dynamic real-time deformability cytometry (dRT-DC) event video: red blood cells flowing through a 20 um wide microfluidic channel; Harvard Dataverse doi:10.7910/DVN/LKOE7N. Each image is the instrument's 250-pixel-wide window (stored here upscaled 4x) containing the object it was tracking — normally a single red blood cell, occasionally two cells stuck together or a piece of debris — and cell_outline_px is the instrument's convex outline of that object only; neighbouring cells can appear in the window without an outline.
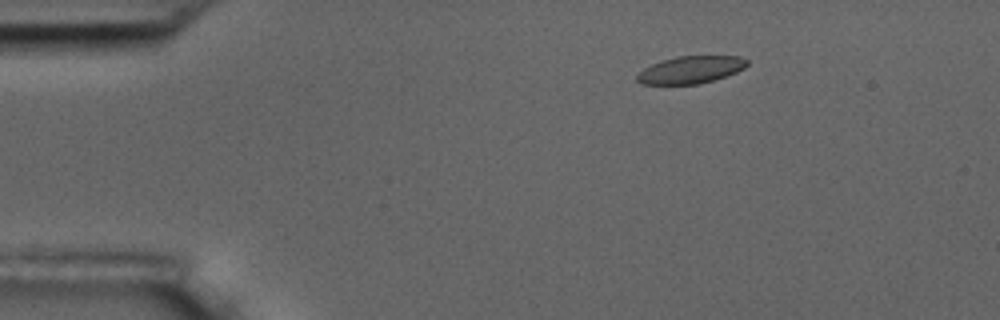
{"species": "common noctule bat (a hibernating species)", "species_latin": "Nyctalus noctula", "temperature_condition": "room temperature", "stored_images_in_passage": 4, "camera_frame_rate_fps": 3000, "um_per_image_px": 0.085, "animal": {"sex": "male", "body_mass_g": 17.5, "forearm_length_mm": 52.3}, "frame": {"image": 1, "passage_image": 2, "time_ms": 1.0, "image_size_px": [1000, 320], "cell_outline_px": [[748, 64], [744, 68], [736, 72], [700, 84], [640, 84], [636, 80], [636, 76], [644, 68], [660, 60], [676, 56], [740, 56], [748, 60]], "centroid_in_image_um": [58.69, 5.92], "position_along_channel_um": 26.3, "area_um2": 17.51}}
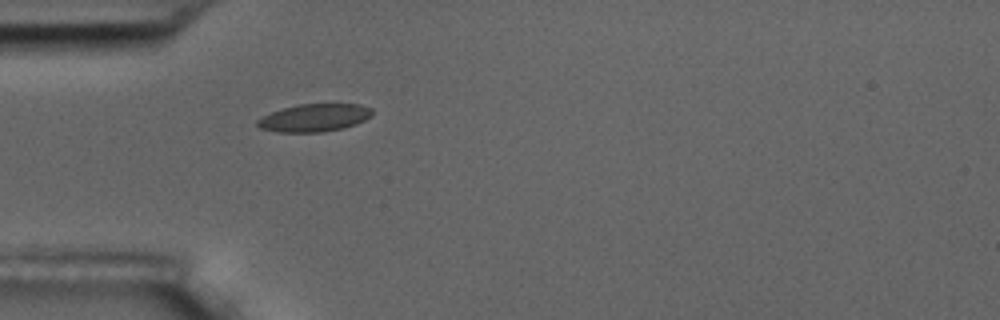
{"frame": {"image": 2, "passage_image": 4, "time_ms": 3.667, "image_size_px": [1000, 320], "cell_outline_px": [[372, 116], [356, 124], [344, 128], [320, 132], [276, 132], [260, 128], [256, 124], [256, 120], [280, 108], [296, 104], [360, 104], [372, 108]], "centroid_in_image_um": [26.71, 10.0], "position_along_channel_um": 58.3, "area_um2": 18.67}}